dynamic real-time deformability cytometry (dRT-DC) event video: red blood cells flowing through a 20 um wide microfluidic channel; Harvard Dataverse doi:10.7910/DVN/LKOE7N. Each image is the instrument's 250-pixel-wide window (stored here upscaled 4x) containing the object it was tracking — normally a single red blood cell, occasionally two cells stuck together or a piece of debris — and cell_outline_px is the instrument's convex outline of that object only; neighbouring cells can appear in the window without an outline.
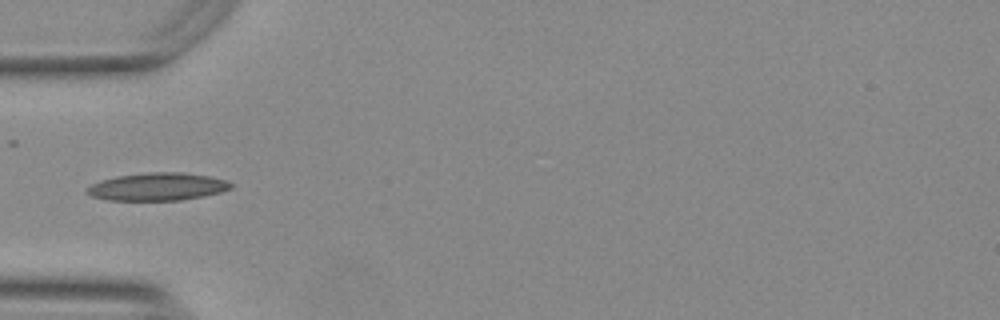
{"species": "Egyptian fruit bat (a non-hibernating species)", "species_latin": "Rousettus aegyptiacus", "temperature_condition": "warm", "stored_images_in_passage": 33, "camera_frame_rate_fps": 3000, "um_per_image_px": 0.085, "animal": {"sex": "female"}, "frame": {"image": 1, "passage_image": 1, "time_ms": 0.0, "image_size_px": [1000, 320], "cell_outline_px": [[232, 188], [220, 192], [204, 196], [180, 200], [108, 200], [92, 196], [84, 192], [92, 184], [100, 180], [116, 176], [152, 172], [180, 172], [208, 176], [228, 180], [232, 184]], "centroid_in_image_um": [13.39, 15.87], "position_along_channel_um": 71.6, "area_um2": 23.18}}
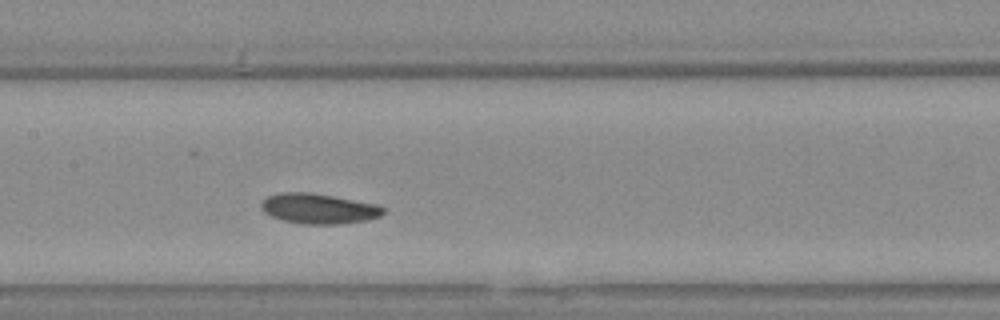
{"frame": {"image": 2, "passage_image": 10, "time_ms": 3.0, "image_size_px": [1000, 320], "cell_outline_px": [[384, 212], [380, 216], [368, 220], [340, 224], [304, 224], [284, 220], [272, 216], [264, 212], [260, 208], [260, 204], [268, 196], [280, 192], [308, 192], [332, 196], [376, 204], [384, 208]], "centroid_in_image_um": [27.07, 17.73], "position_along_channel_um": 180.3, "area_um2": 21.33}}
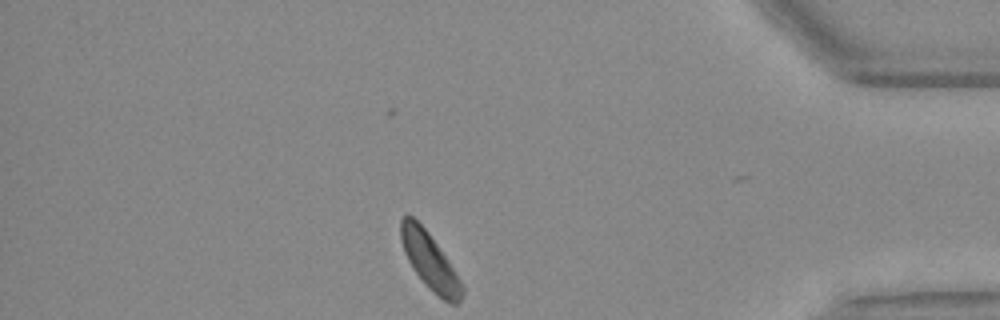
{"frame": {"image": 3, "passage_image": 31, "time_ms": 10.0, "image_size_px": [1000, 320], "cell_outline_px": [[464, 292], [460, 300], [456, 304], [448, 304], [416, 272], [408, 260], [404, 252], [400, 240], [400, 220], [404, 216], [412, 216], [428, 232], [448, 260], [460, 280], [464, 288]], "centroid_in_image_um": [36.53, 22.16], "position_along_channel_um": 398.7, "area_um2": 19.48}, "authors_computed_cell_mechanics": {"area_um2": 20.7502, "velocity_mm_per_s": 3.6202, "shape_relaxation_time_tau1_ms": 1.4667, "shape_relaxation_time_tau2_ms": null, "deformation_change_tau1": 0.0712, "deformation_change_tau2": null}}